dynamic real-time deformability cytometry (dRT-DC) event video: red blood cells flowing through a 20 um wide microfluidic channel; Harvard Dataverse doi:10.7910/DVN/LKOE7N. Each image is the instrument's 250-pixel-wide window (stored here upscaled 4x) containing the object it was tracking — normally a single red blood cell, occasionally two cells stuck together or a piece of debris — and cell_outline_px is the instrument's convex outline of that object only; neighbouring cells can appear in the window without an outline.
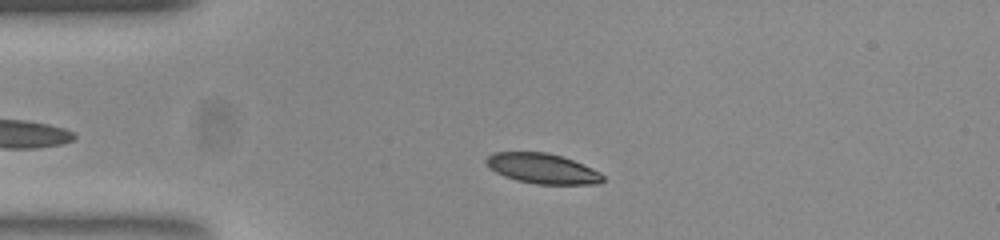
{"species": "common noctule bat (a hibernating species)", "species_latin": "Nyctalus noctula", "temperature_condition": "room temperature", "stored_images_in_passage": 50, "camera_frame_rate_fps": 3000, "um_per_image_px": 0.085, "animal": {"sex": "female", "body_mass_g": 23.0, "forearm_length_mm": 53.4}, "frame": {"image": 1, "passage_image": 8, "time_ms": 2.333, "image_size_px": [1000, 240], "cell_outline_px": [[604, 180], [600, 184], [536, 184], [516, 180], [504, 176], [488, 168], [484, 160], [488, 156], [496, 152], [544, 152], [560, 156], [572, 160], [600, 172], [604, 176]], "centroid_in_image_um": [46.08, 14.33], "position_along_channel_um": 38.9, "area_um2": 20.4}}
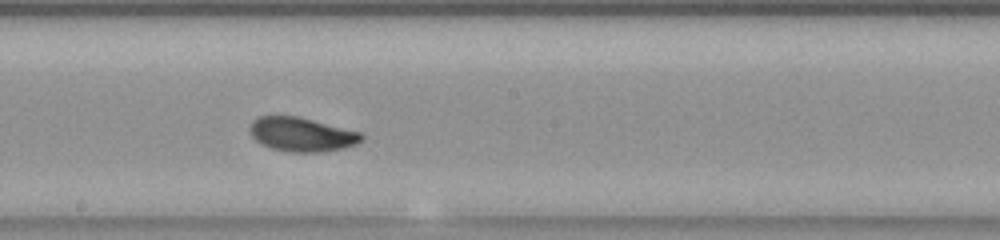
{"frame": {"image": 2, "passage_image": 25, "time_ms": 8.0, "image_size_px": [1000, 240], "cell_outline_px": [[364, 136], [356, 144], [344, 148], [320, 152], [288, 152], [268, 148], [260, 144], [252, 136], [252, 120], [260, 116], [296, 116], [360, 132]], "centroid_in_image_um": [25.63, 11.44], "position_along_channel_um": 222.6, "area_um2": 21.91}}
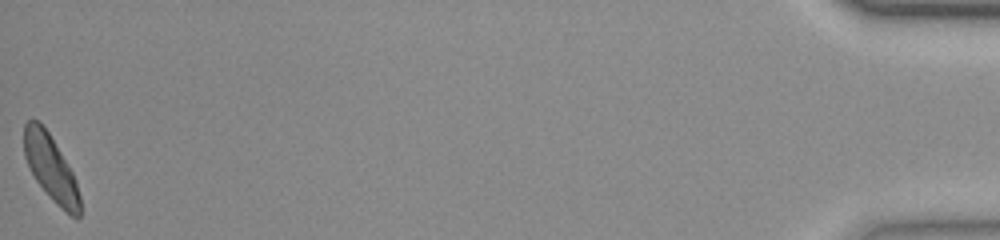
{"frame": {"image": 3, "passage_image": 50, "time_ms": 16.333, "image_size_px": [1000, 240], "cell_outline_px": [[80, 216], [76, 220], [64, 212], [52, 200], [36, 180], [24, 156], [24, 124], [28, 120], [36, 120], [48, 132], [72, 172], [76, 180], [80, 196]], "centroid_in_image_um": [4.34, 14.35], "position_along_channel_um": 430.9, "area_um2": 21.15}, "authors_computed_cell_mechanics": {"area_um2": 21.4438, "velocity_mm_per_s": 3.7349, "shape_relaxation_time_tau1_ms": 2.9793, "shape_relaxation_time_tau2_ms": 2.4912, "deformation_change_tau1": 0.1316, "deformation_change_tau2": 0.0769}}